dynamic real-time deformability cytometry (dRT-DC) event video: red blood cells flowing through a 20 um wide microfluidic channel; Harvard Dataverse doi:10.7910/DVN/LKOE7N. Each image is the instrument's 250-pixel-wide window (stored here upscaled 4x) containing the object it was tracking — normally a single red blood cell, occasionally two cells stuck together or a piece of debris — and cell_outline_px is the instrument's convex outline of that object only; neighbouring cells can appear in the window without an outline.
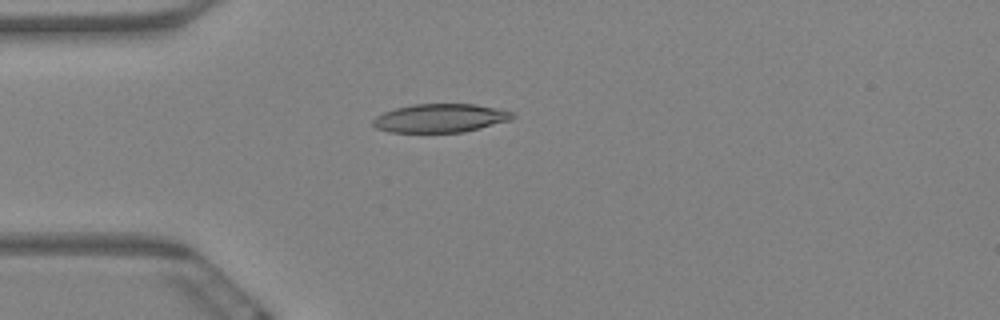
{"species": "Egyptian fruit bat (a non-hibernating species)", "species_latin": "Rousettus aegyptiacus", "temperature_condition": "warm", "stored_images_in_passage": 10, "camera_frame_rate_fps": 3000, "um_per_image_px": 0.085, "animal": {"sex": "female"}, "frame": {"image": 1, "passage_image": 4, "time_ms": 1.0, "image_size_px": [1000, 320], "cell_outline_px": [[516, 116], [512, 120], [464, 132], [388, 132], [376, 128], [372, 124], [372, 120], [376, 116], [384, 112], [396, 108], [412, 104], [476, 104], [496, 108], [512, 112]], "centroid_in_image_um": [37.43, 10.04], "position_along_channel_um": 47.6, "area_um2": 23.29}}
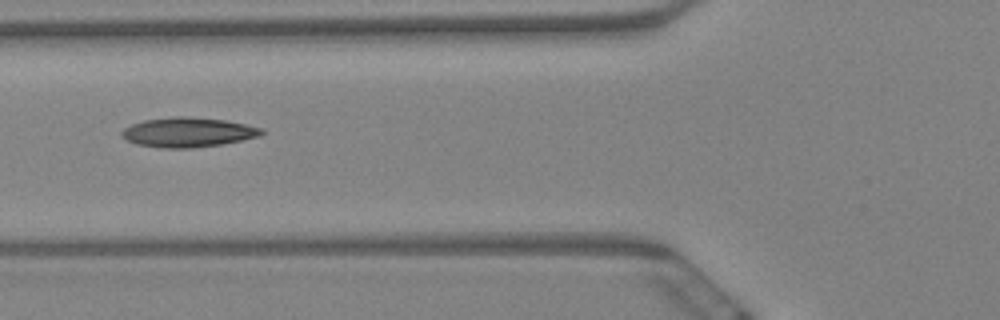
{"frame": {"image": 2, "passage_image": 6, "time_ms": 1.667, "image_size_px": [1000, 320], "cell_outline_px": [[264, 132], [260, 136], [220, 144], [192, 148], [164, 148], [136, 144], [128, 140], [120, 132], [124, 128], [132, 124], [144, 120], [176, 116], [184, 116], [224, 120], [264, 128]], "centroid_in_image_um": [15.98, 11.24], "position_along_channel_um": 109.8, "area_um2": 23.87}}
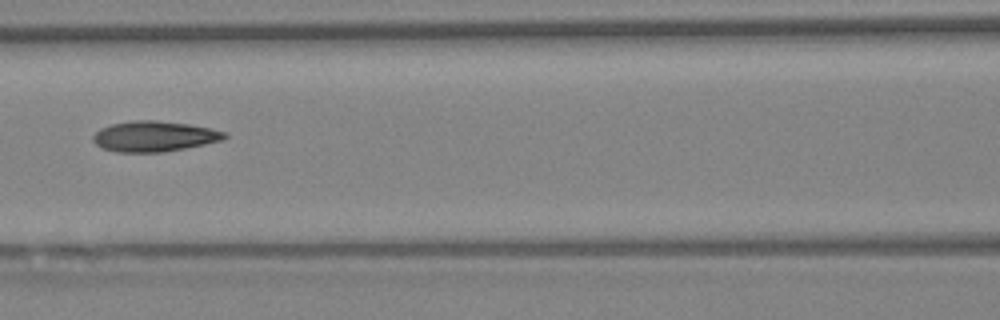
{"frame": {"image": 3, "passage_image": 7, "time_ms": 2.0, "image_size_px": [1000, 320], "cell_outline_px": [[228, 136], [224, 140], [164, 152], [116, 152], [100, 148], [92, 140], [92, 136], [100, 128], [112, 124], [132, 120], [156, 120], [188, 124], [228, 132]], "centroid_in_image_um": [13.09, 11.59], "position_along_channel_um": 153.5, "area_um2": 23.47}}